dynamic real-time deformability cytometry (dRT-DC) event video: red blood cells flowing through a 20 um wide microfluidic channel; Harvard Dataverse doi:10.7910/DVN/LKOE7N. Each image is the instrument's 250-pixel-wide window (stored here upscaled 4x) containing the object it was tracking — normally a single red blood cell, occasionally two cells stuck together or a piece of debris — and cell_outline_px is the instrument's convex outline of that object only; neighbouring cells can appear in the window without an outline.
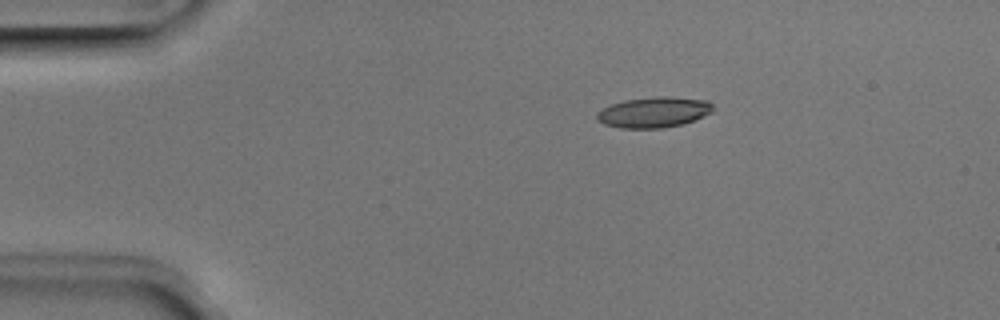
{"species": "Egyptian fruit bat (a non-hibernating species)", "species_latin": "Rousettus aegyptiacus", "temperature_condition": "room temperature", "stored_images_in_passage": 6, "camera_frame_rate_fps": 3000, "um_per_image_px": 0.085, "animal": {"sex": "male"}, "frame": {"image": 1, "passage_image": 1, "time_ms": 0.0, "image_size_px": [1000, 320], "cell_outline_px": [[712, 112], [684, 124], [664, 128], [620, 128], [604, 124], [596, 120], [596, 112], [612, 104], [624, 100], [656, 96], [668, 96], [708, 100], [712, 104]], "centroid_in_image_um": [55.56, 9.54], "position_along_channel_um": 29.4, "area_um2": 20.81}}
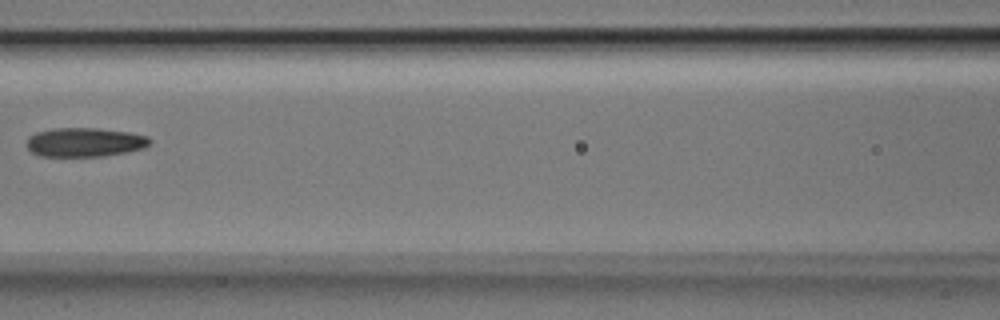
{"frame": {"image": 2, "passage_image": 5, "time_ms": 1.333, "image_size_px": [1000, 320], "cell_outline_px": [[152, 140], [144, 148], [128, 152], [104, 156], [40, 156], [32, 152], [24, 144], [28, 136], [36, 132], [52, 128], [96, 128], [132, 132], [148, 136]], "centroid_in_image_um": [7.19, 12.08], "position_along_channel_um": 159.4, "area_um2": 21.15}}
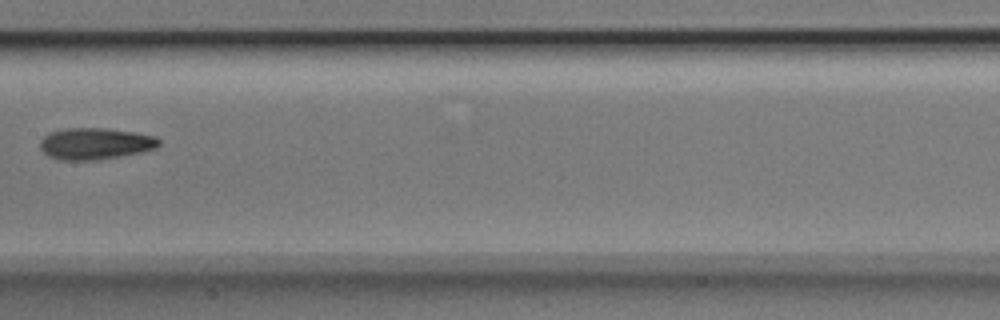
{"frame": {"image": 3, "passage_image": 6, "time_ms": 1.667, "image_size_px": [1000, 320], "cell_outline_px": [[160, 144], [156, 148], [144, 152], [92, 160], [60, 160], [48, 156], [40, 148], [40, 140], [48, 132], [68, 128], [108, 128], [136, 132], [156, 136], [160, 140]], "centroid_in_image_um": [8.11, 12.2], "position_along_channel_um": 199.3, "area_um2": 22.02}}